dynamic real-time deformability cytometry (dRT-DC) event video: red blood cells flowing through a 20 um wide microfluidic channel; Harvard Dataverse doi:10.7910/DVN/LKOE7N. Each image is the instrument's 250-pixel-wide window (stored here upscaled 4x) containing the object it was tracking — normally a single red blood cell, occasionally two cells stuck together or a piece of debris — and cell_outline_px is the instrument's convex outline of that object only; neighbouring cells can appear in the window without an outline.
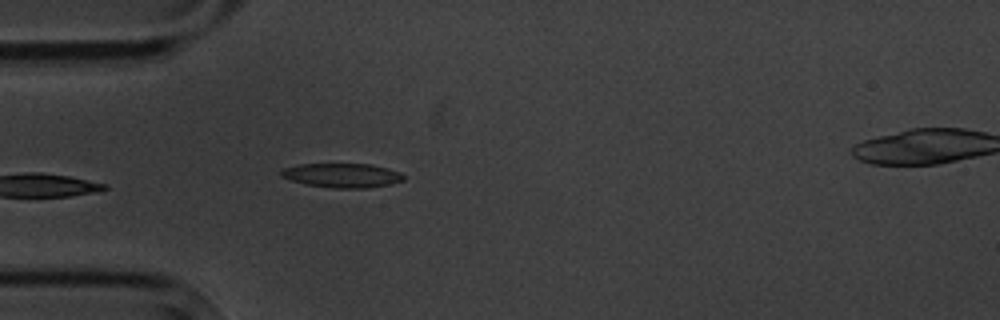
{"species": "common noctule bat (a hibernating species)", "species_latin": "Nyctalus noctula", "temperature_condition": "cold", "stored_images_in_passage": 6, "camera_frame_rate_fps": 3000, "um_per_image_px": 0.085, "animal": {"sex": "male", "body_mass_g": 20.1, "forearm_length_mm": 53.5}, "frame": {"image": 1, "passage_image": 5, "time_ms": 5.0, "image_size_px": [1000, 320], "cell_outline_px": [[404, 180], [392, 184], [368, 188], [332, 188], [304, 184], [280, 176], [280, 172], [284, 168], [300, 164], [368, 164], [388, 168], [400, 172], [404, 176]], "centroid_in_image_um": [29.1, 14.91], "position_along_channel_um": 55.9, "area_um2": 17.34}}